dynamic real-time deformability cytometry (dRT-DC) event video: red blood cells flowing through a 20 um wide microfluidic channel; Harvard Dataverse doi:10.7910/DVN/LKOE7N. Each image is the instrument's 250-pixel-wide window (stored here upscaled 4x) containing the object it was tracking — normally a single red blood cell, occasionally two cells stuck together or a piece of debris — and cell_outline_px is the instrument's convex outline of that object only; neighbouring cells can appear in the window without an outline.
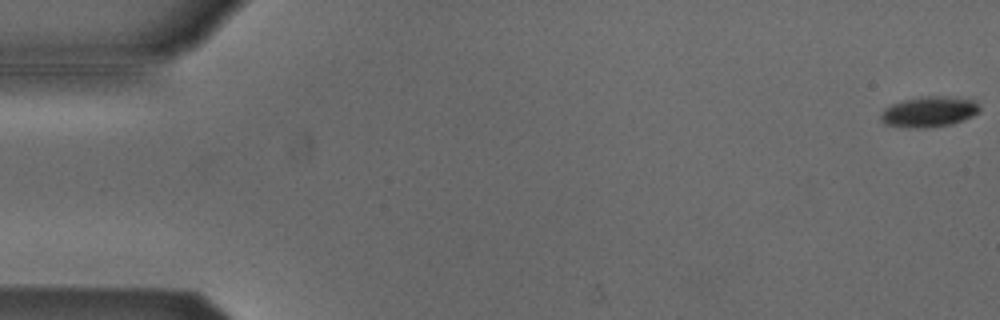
{"species": "Egyptian fruit bat (a non-hibernating species)", "species_latin": "Rousettus aegyptiacus", "temperature_condition": "cold", "stored_images_in_passage": 52, "camera_frame_rate_fps": 3000, "um_per_image_px": 0.085, "animal": {"sex": "male"}, "frame": {"image": 1, "passage_image": 1, "time_ms": 0.0, "image_size_px": [1000, 320], "cell_outline_px": [[980, 112], [972, 116], [952, 124], [928, 128], [908, 128], [884, 124], [880, 120], [880, 112], [884, 108], [892, 104], [904, 100], [924, 96], [948, 96], [976, 100], [980, 104]], "centroid_in_image_um": [78.97, 9.5], "position_along_channel_um": 6.0, "area_um2": 17.92}}
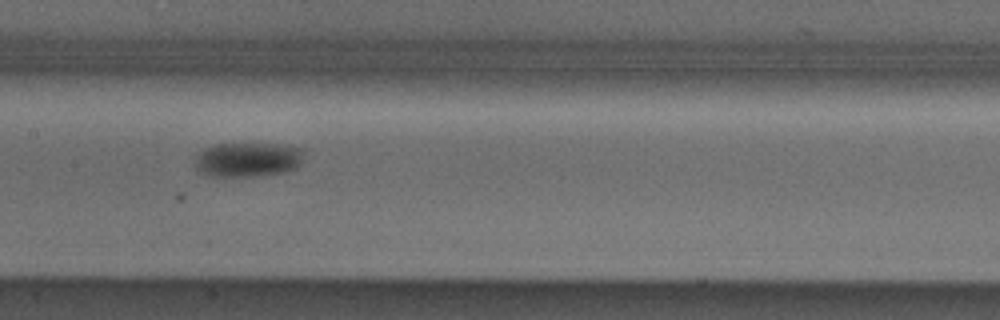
{"frame": {"image": 2, "passage_image": 27, "time_ms": 8.667, "image_size_px": [1000, 320], "cell_outline_px": [[304, 152], [300, 164], [296, 168], [284, 172], [252, 176], [212, 176], [200, 172], [192, 164], [196, 156], [204, 148], [216, 144], [276, 144], [304, 148]], "centroid_in_image_um": [21.05, 13.56], "position_along_channel_um": 186.4, "area_um2": 21.96}}
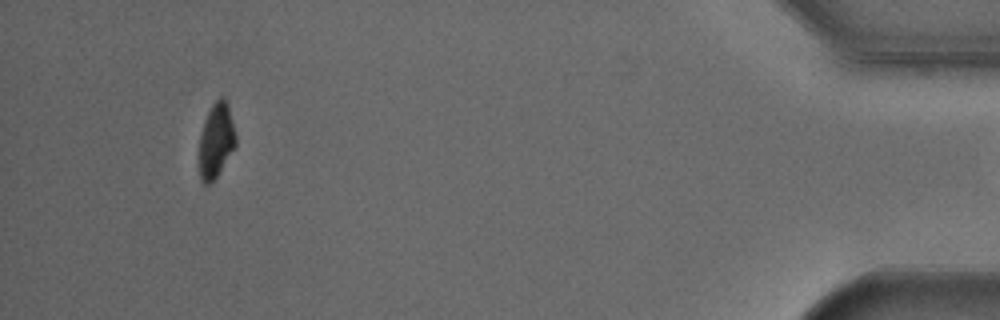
{"frame": {"image": 3, "passage_image": 51, "time_ms": 16.667, "image_size_px": [1000, 320], "cell_outline_px": [[236, 144], [216, 176], [208, 184], [204, 184], [200, 180], [200, 136], [208, 112], [212, 104], [220, 96], [224, 96], [228, 104], [236, 136]], "centroid_in_image_um": [18.38, 11.9], "position_along_channel_um": 416.8, "area_um2": 15.43}}